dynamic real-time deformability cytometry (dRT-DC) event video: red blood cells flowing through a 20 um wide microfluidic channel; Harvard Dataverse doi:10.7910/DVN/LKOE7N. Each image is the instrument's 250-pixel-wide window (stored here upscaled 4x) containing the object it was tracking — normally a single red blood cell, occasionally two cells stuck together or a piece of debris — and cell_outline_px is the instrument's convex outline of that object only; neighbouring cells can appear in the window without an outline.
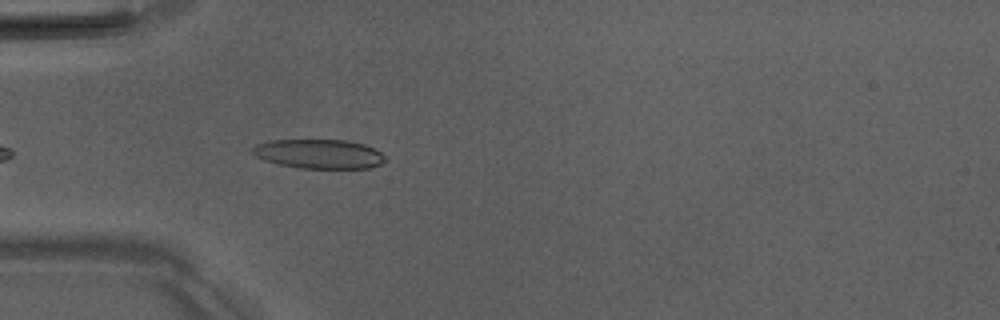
{"species": "Egyptian fruit bat (a non-hibernating species)", "species_latin": "Rousettus aegyptiacus", "temperature_condition": "room temperature", "stored_images_in_passage": 5, "camera_frame_rate_fps": 3000, "um_per_image_px": 0.085, "animal": {"sex": "male"}, "frame": {"image": 1, "passage_image": 5, "time_ms": 4.667, "image_size_px": [1000, 320], "cell_outline_px": [[384, 160], [380, 164], [372, 168], [300, 168], [280, 164], [264, 160], [256, 156], [252, 152], [252, 148], [256, 144], [272, 140], [348, 140], [364, 144], [376, 148], [384, 156]], "centroid_in_image_um": [27.13, 13.08], "position_along_channel_um": 57.9, "area_um2": 22.6}}